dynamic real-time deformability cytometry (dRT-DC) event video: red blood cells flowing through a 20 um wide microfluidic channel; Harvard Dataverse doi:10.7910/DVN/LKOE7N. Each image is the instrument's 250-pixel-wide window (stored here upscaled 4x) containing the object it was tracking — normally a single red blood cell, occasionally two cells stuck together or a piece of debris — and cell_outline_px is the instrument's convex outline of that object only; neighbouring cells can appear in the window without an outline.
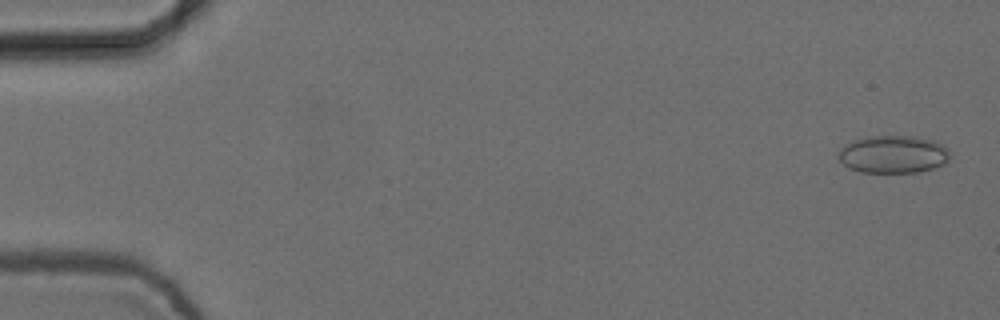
{"species": "common noctule bat (a hibernating species)", "species_latin": "Nyctalus noctula", "temperature_condition": "cold", "stored_images_in_passage": 6, "camera_frame_rate_fps": 3000, "um_per_image_px": 0.085, "animal": {"sex": "female", "body_mass_g": 24.6, "forearm_length_mm": 56.2}, "frame": {"image": 1, "passage_image": 1, "time_ms": 0.0, "image_size_px": [1000, 320], "cell_outline_px": [[948, 160], [944, 164], [936, 168], [920, 172], [860, 172], [848, 168], [836, 156], [840, 148], [852, 140], [868, 136], [912, 136], [936, 140], [948, 148]], "centroid_in_image_um": [75.92, 13.11], "position_along_channel_um": 9.1, "area_um2": 24.8}}
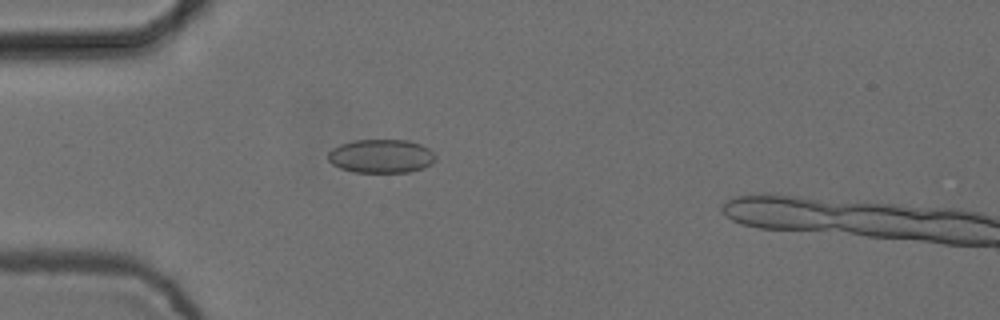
{"frame": {"image": 2, "passage_image": 5, "time_ms": 1.333, "image_size_px": [1000, 320], "cell_outline_px": [[436, 156], [432, 164], [424, 168], [408, 172], [352, 172], [340, 168], [332, 164], [328, 160], [328, 152], [332, 148], [340, 144], [352, 140], [408, 140], [420, 144], [428, 148]], "centroid_in_image_um": [32.38, 13.27], "position_along_channel_um": 52.6, "area_um2": 21.21}}